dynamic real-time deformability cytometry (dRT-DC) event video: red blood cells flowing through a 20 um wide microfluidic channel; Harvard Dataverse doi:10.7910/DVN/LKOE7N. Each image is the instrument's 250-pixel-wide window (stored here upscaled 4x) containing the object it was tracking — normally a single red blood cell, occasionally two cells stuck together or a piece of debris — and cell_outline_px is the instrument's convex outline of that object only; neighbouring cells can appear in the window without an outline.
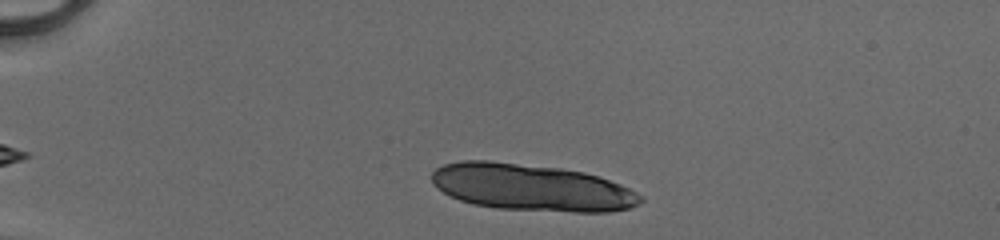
{"species": "human", "species_latin": "Homo sapiens", "temperature_condition": "cold", "stored_images_in_passage": 11, "camera_frame_rate_fps": 3000, "um_per_image_px": 0.085, "donor": {"sex": "male"}, "frame": {"image": 1, "passage_image": 4, "time_ms": 1.0, "image_size_px": [1000, 240], "cell_outline_px": [[644, 200], [628, 208], [608, 212], [572, 212], [496, 208], [472, 204], [460, 200], [436, 188], [432, 184], [432, 172], [436, 168], [444, 164], [460, 160], [488, 160], [560, 168], [584, 172], [620, 184], [644, 196]], "centroid_in_image_um": [45.15, 15.93], "position_along_channel_um": 39.8, "area_um2": 56.99}}